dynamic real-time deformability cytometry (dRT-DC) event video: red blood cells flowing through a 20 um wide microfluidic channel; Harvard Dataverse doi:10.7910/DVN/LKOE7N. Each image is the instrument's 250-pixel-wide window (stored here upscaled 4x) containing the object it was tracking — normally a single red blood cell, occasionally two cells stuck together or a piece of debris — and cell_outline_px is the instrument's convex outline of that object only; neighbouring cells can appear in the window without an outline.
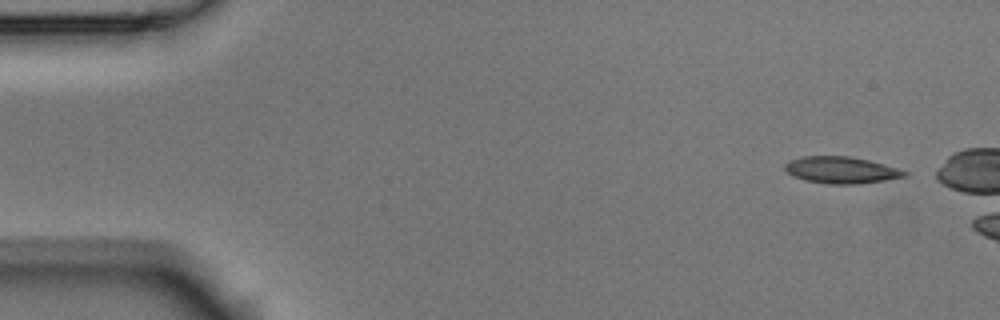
{"species": "Egyptian fruit bat (a non-hibernating species)", "species_latin": "Rousettus aegyptiacus", "temperature_condition": "room temperature", "stored_images_in_passage": 4, "camera_frame_rate_fps": 3000, "um_per_image_px": 0.085, "animal": {"sex": "male"}, "frame": {"image": 1, "passage_image": 1, "time_ms": 0.0, "image_size_px": [1000, 320], "cell_outline_px": [[908, 176], [884, 180], [856, 184], [828, 184], [804, 180], [792, 176], [784, 168], [784, 164], [788, 160], [804, 156], [848, 156], [868, 160], [884, 164], [908, 172]], "centroid_in_image_um": [71.47, 14.45], "position_along_channel_um": 13.5, "area_um2": 18.61}}